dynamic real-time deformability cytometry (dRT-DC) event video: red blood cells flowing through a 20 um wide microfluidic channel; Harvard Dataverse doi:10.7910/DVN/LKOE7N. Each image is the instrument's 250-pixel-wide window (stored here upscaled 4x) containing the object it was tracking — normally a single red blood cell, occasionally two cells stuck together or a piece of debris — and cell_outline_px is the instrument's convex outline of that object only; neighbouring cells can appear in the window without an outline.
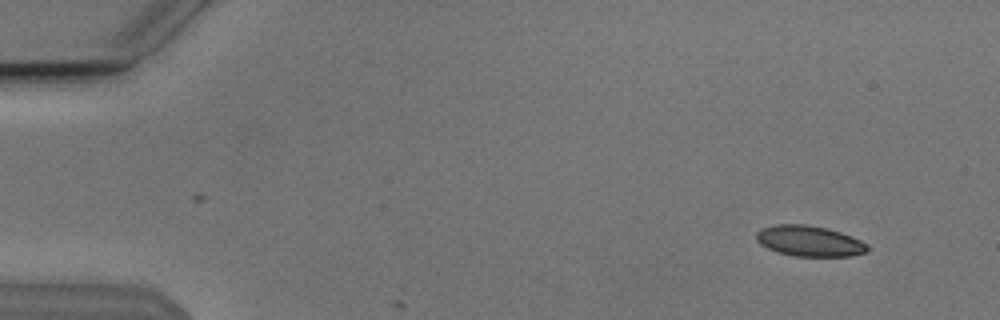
{"species": "Egyptian fruit bat (a non-hibernating species)", "species_latin": "Rousettus aegyptiacus", "temperature_condition": "cold", "stored_images_in_passage": 6, "camera_frame_rate_fps": 3000, "um_per_image_px": 0.085, "animal": {"sex": "male"}, "frame": {"image": 1, "passage_image": 4, "time_ms": 1.0, "image_size_px": [1000, 320], "cell_outline_px": [[868, 252], [852, 256], [792, 256], [776, 252], [760, 244], [756, 240], [756, 232], [760, 228], [776, 224], [804, 224], [828, 228], [840, 232], [860, 240], [868, 244]], "centroid_in_image_um": [68.78, 20.49], "position_along_channel_um": 16.2, "area_um2": 20.06}}